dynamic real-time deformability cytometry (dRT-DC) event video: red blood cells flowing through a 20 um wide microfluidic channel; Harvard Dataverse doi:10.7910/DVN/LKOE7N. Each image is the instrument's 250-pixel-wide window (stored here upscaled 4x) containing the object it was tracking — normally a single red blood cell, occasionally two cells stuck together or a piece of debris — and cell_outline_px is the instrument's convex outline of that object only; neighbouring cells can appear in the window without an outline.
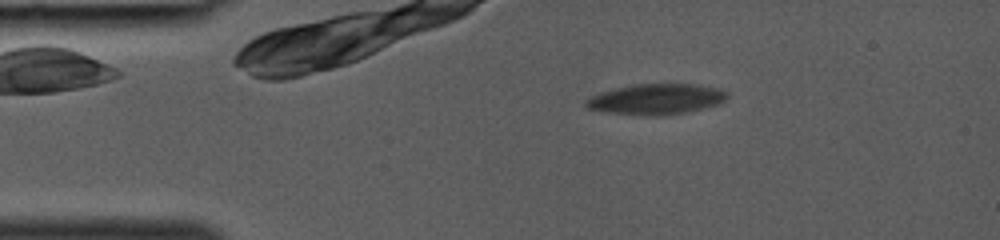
{"species": "common noctule bat (a hibernating species)", "species_latin": "Nyctalus noctula", "temperature_condition": "room temperature", "stored_images_in_passage": 32, "camera_frame_rate_fps": 3000, "um_per_image_px": 0.085, "animal": {"sex": "female", "body_mass_g": 19.0, "forearm_length_mm": 53.3}, "frame": {"image": 1, "passage_image": 2, "time_ms": 0.333, "image_size_px": [1000, 240], "cell_outline_px": [[728, 96], [720, 104], [688, 112], [664, 116], [648, 116], [608, 112], [588, 108], [584, 104], [584, 100], [600, 92], [612, 88], [632, 84], [696, 84], [720, 88], [728, 92]], "centroid_in_image_um": [55.79, 8.42], "position_along_channel_um": 29.2, "area_um2": 25.55}}
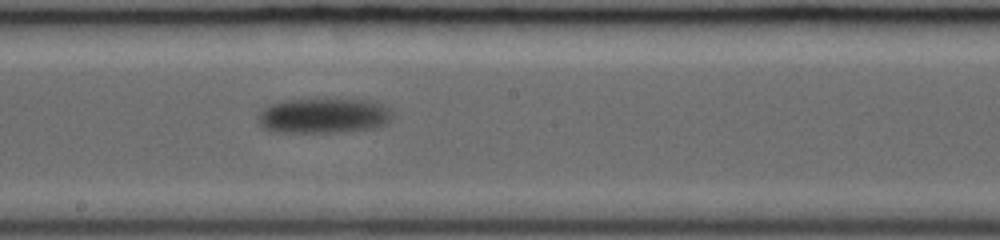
{"frame": {"image": 2, "passage_image": 18, "time_ms": 5.667, "image_size_px": [1000, 240], "cell_outline_px": [[396, 116], [388, 124], [376, 128], [340, 132], [268, 132], [256, 120], [256, 116], [268, 104], [284, 100], [376, 100], [392, 108]], "centroid_in_image_um": [27.58, 9.84], "position_along_channel_um": 220.6, "area_um2": 28.21}}
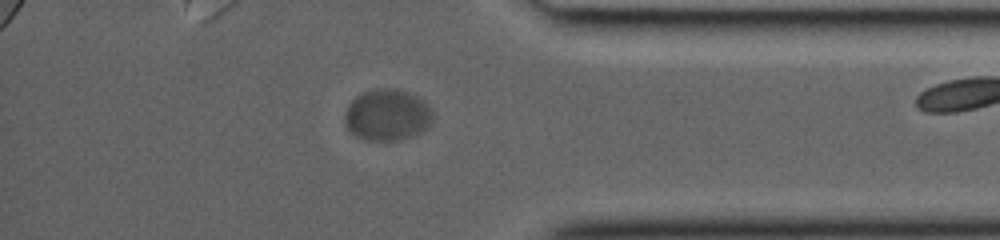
{"frame": {"image": 3, "passage_image": 30, "time_ms": 9.667, "image_size_px": [1000, 240], "cell_outline_px": [[436, 116], [432, 124], [428, 128], [416, 136], [400, 140], [364, 140], [356, 136], [344, 124], [344, 116], [348, 104], [356, 96], [364, 92], [376, 88], [392, 88], [408, 92], [424, 100], [428, 104]], "centroid_in_image_um": [32.97, 9.78], "position_along_channel_um": 402.2, "area_um2": 26.99}}